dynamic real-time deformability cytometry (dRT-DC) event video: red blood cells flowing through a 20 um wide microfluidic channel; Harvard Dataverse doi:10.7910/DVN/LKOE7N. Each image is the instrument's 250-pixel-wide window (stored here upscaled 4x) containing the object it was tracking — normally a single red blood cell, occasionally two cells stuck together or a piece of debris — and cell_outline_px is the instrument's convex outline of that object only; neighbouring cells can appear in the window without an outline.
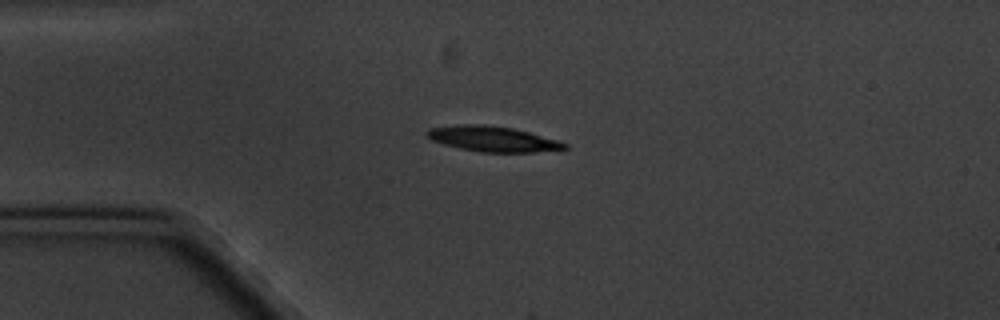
{"species": "common noctule bat (a hibernating species)", "species_latin": "Nyctalus noctula", "temperature_condition": "cold", "stored_images_in_passage": 7, "camera_frame_rate_fps": 3000, "um_per_image_px": 0.085, "animal": {"sex": "male", "body_mass_g": 20.1, "forearm_length_mm": 53.5}, "frame": {"image": 1, "passage_image": 3, "time_ms": 3.0, "image_size_px": [1000, 320], "cell_outline_px": [[568, 148], [532, 152], [480, 152], [460, 148], [444, 144], [432, 140], [424, 132], [428, 128], [464, 124], [484, 124], [512, 128], [528, 132], [556, 140], [568, 144]], "centroid_in_image_um": [41.84, 11.8], "position_along_channel_um": 43.2, "area_um2": 20.06}}
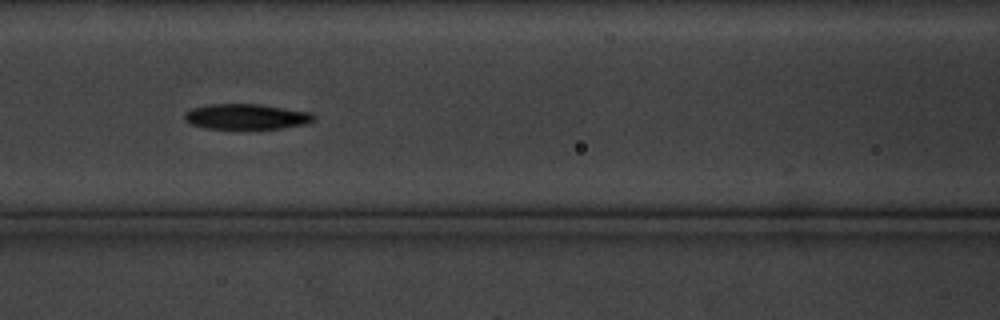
{"frame": {"image": 2, "passage_image": 6, "time_ms": 6.667, "image_size_px": [1000, 320], "cell_outline_px": [[316, 120], [304, 124], [280, 128], [204, 128], [188, 124], [184, 120], [184, 112], [192, 108], [208, 104], [260, 104], [312, 112], [316, 116]], "centroid_in_image_um": [20.92, 9.9], "position_along_channel_um": 145.7, "area_um2": 19.25}}